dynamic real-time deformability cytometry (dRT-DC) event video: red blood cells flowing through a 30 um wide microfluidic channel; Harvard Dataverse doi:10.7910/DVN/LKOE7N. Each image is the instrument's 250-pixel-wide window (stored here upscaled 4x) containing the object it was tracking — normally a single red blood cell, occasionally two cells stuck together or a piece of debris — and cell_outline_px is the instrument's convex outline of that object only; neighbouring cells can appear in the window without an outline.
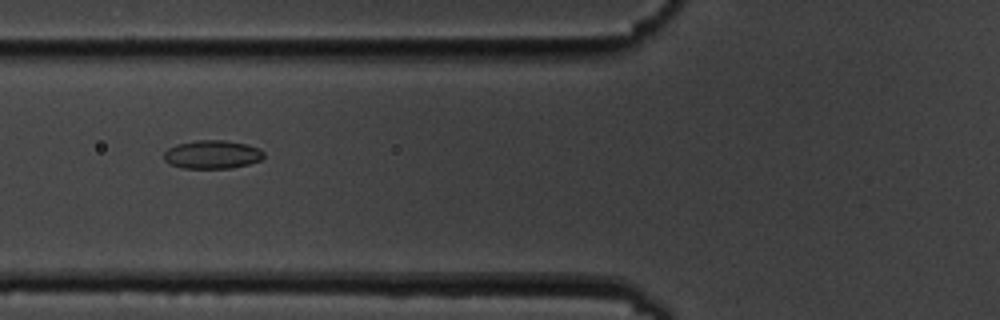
{"species": "common noctule bat (a hibernating species)", "species_latin": "Nyctalus noctula", "temperature_condition": "cold", "stored_images_in_passage": 6, "camera_frame_rate_fps": 3000, "um_per_image_px": 0.085, "animal": {"sex": "male", "body_mass_g": 19.5, "forearm_length_mm": 54.6}, "frame": {"image": 1, "passage_image": 2, "time_ms": 1.333, "image_size_px": [1000, 320], "cell_outline_px": [[264, 156], [260, 160], [248, 164], [232, 168], [184, 168], [168, 164], [164, 160], [164, 152], [168, 148], [176, 144], [196, 140], [224, 140], [244, 144], [260, 148], [264, 152]], "centroid_in_image_um": [18.02, 13.13], "position_along_channel_um": 107.8, "area_um2": 16.59}}
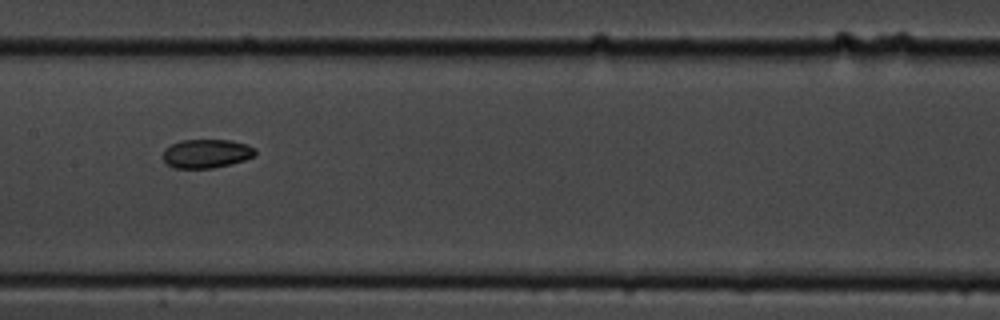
{"frame": {"image": 2, "passage_image": 4, "time_ms": 3.667, "image_size_px": [1000, 320], "cell_outline_px": [[256, 156], [244, 160], [212, 168], [172, 168], [164, 160], [164, 148], [180, 140], [232, 140], [248, 144], [256, 148]], "centroid_in_image_um": [17.58, 13.04], "position_along_channel_um": 189.8, "area_um2": 15.55}}
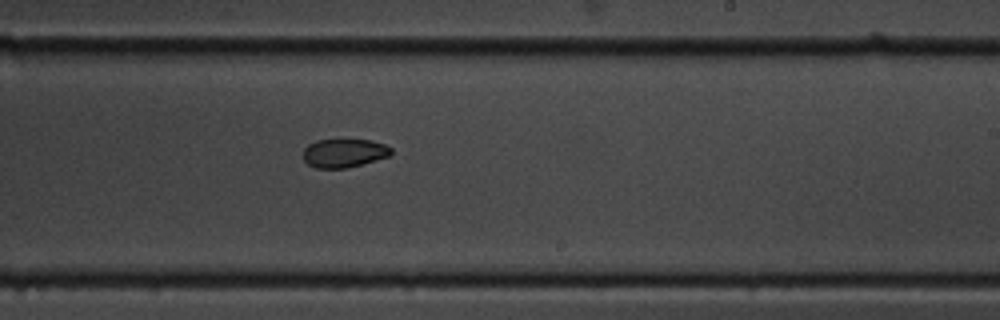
{"frame": {"image": 3, "passage_image": 6, "time_ms": 5.667, "image_size_px": [1000, 320], "cell_outline_px": [[392, 152], [388, 156], [376, 160], [348, 168], [316, 168], [308, 164], [304, 160], [304, 148], [308, 144], [316, 140], [372, 140], [384, 144], [392, 148]], "centroid_in_image_um": [29.24, 13.01], "position_along_channel_um": 259.8, "area_um2": 14.62}}